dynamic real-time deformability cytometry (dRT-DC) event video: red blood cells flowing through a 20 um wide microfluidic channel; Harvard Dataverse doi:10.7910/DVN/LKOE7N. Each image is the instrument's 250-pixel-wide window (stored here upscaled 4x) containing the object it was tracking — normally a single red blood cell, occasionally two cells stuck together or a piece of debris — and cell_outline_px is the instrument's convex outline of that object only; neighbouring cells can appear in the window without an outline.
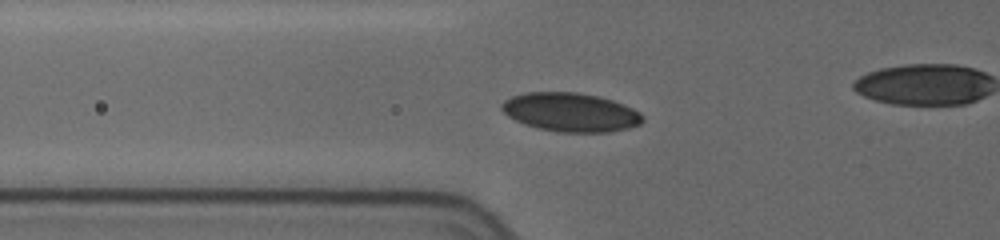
{"species": "human", "species_latin": "Homo sapiens", "temperature_condition": "cold", "stored_images_in_passage": 9, "camera_frame_rate_fps": 3000, "um_per_image_px": 0.085, "donor": {"sex": "female"}, "frame": {"image": 1, "passage_image": 7, "time_ms": 4.0, "image_size_px": [1000, 240], "cell_outline_px": [[644, 120], [640, 124], [628, 128], [608, 132], [556, 132], [524, 124], [508, 116], [500, 108], [500, 104], [504, 100], [512, 96], [524, 92], [576, 92], [600, 96], [624, 104], [640, 112], [644, 116]], "centroid_in_image_um": [48.5, 9.53], "position_along_channel_um": 77.3, "area_um2": 32.02}}
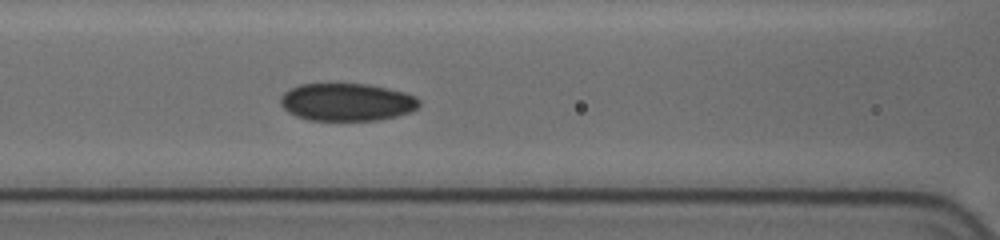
{"frame": {"image": 2, "passage_image": 9, "time_ms": 5.667, "image_size_px": [1000, 240], "cell_outline_px": [[420, 104], [412, 112], [380, 120], [308, 120], [296, 116], [288, 112], [280, 104], [280, 96], [284, 92], [300, 84], [368, 84], [388, 88], [404, 92], [416, 96], [420, 100]], "centroid_in_image_um": [29.49, 8.68], "position_along_channel_um": 137.1, "area_um2": 30.58}}